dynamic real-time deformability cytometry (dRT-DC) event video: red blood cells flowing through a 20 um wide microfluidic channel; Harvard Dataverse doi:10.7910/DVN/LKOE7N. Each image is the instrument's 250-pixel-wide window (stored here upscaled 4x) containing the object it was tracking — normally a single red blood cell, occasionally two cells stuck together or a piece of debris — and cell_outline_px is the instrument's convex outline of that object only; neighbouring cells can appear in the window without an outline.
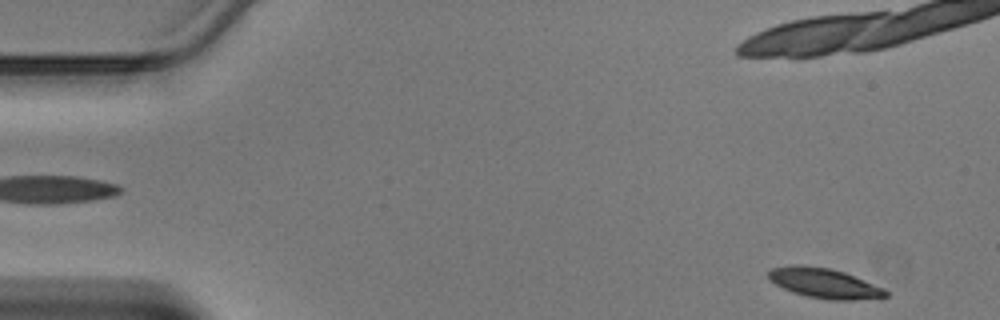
{"species": "Egyptian fruit bat (a non-hibernating species)", "species_latin": "Rousettus aegyptiacus", "temperature_condition": "warm", "stored_images_in_passage": 45, "camera_frame_rate_fps": 3000, "um_per_image_px": 0.085, "animal": {"sex": "male"}, "frame": {"image": 1, "passage_image": 1, "time_ms": 0.0, "image_size_px": [1000, 320], "cell_outline_px": [[888, 296], [852, 300], [832, 300], [808, 296], [792, 292], [768, 280], [768, 272], [772, 268], [792, 264], [804, 264], [828, 268], [844, 272], [884, 288], [888, 292]], "centroid_in_image_um": [70.03, 24.05], "position_along_channel_um": 15.0, "area_um2": 20.35}}